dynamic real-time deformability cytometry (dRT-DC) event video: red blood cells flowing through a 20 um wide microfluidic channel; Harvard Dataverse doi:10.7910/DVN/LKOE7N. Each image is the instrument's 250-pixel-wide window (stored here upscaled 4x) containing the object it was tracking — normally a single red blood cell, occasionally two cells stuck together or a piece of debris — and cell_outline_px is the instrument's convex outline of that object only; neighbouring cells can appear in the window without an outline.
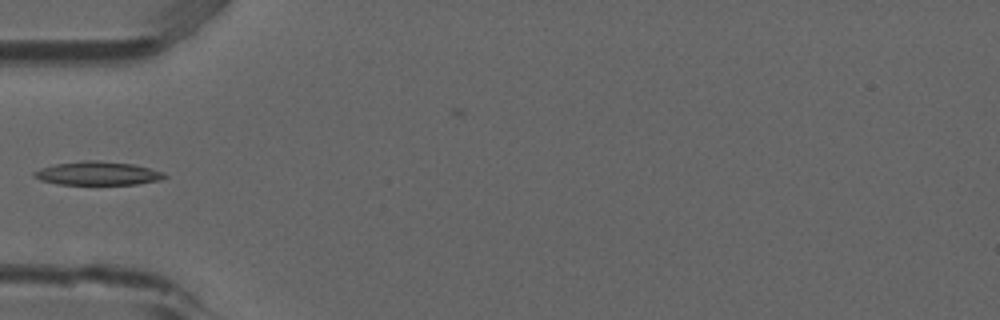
{"species": "common noctule bat (a hibernating species)", "species_latin": "Nyctalus noctula", "temperature_condition": "room temperature", "stored_images_in_passage": 7, "camera_frame_rate_fps": 3000, "um_per_image_px": 0.085, "animal": {"sex": "male", "forearm_length_mm": 52.5}, "frame": {"image": 1, "passage_image": 5, "time_ms": 1.333, "image_size_px": [1000, 320], "cell_outline_px": [[168, 176], [160, 180], [136, 184], [60, 184], [40, 180], [32, 176], [32, 172], [40, 168], [56, 164], [84, 160], [100, 160], [132, 164], [164, 172]], "centroid_in_image_um": [8.29, 14.73], "position_along_channel_um": 76.7, "area_um2": 17.86}}
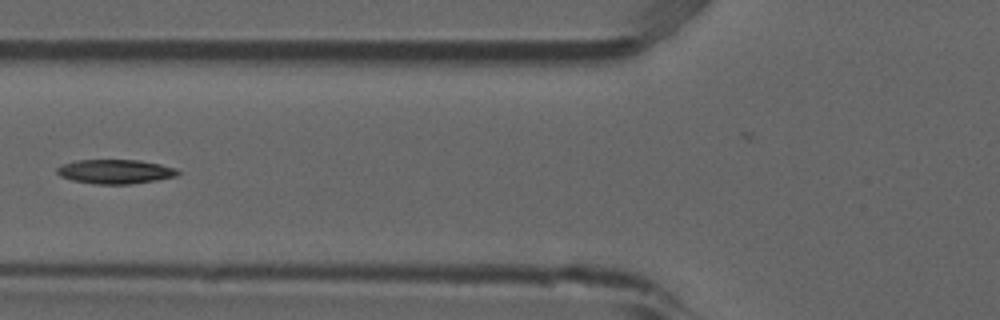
{"frame": {"image": 2, "passage_image": 6, "time_ms": 1.667, "image_size_px": [1000, 320], "cell_outline_px": [[180, 172], [176, 176], [156, 180], [128, 184], [96, 184], [72, 180], [60, 176], [56, 172], [56, 168], [64, 164], [76, 160], [140, 160], [160, 164], [176, 168]], "centroid_in_image_um": [9.79, 14.58], "position_along_channel_um": 116.0, "area_um2": 16.99}}
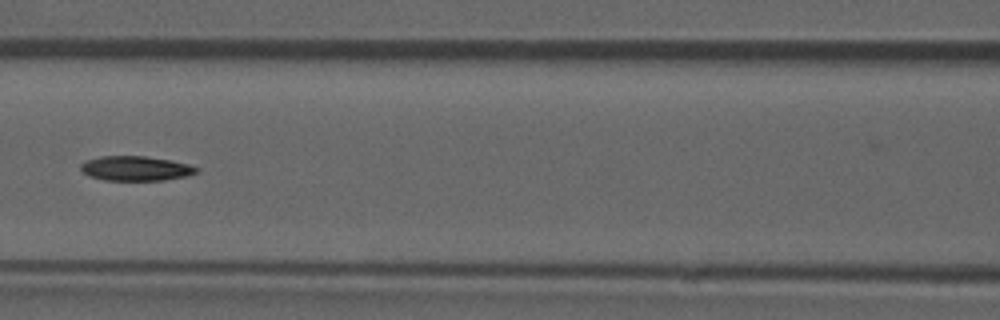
{"frame": {"image": 3, "passage_image": 7, "time_ms": 2.0, "image_size_px": [1000, 320], "cell_outline_px": [[200, 168], [196, 172], [188, 176], [164, 180], [104, 180], [88, 176], [80, 168], [80, 164], [88, 160], [100, 156], [144, 156], [172, 160], [188, 164]], "centroid_in_image_um": [11.55, 14.31], "position_along_channel_um": 155.1, "area_um2": 16.65}}